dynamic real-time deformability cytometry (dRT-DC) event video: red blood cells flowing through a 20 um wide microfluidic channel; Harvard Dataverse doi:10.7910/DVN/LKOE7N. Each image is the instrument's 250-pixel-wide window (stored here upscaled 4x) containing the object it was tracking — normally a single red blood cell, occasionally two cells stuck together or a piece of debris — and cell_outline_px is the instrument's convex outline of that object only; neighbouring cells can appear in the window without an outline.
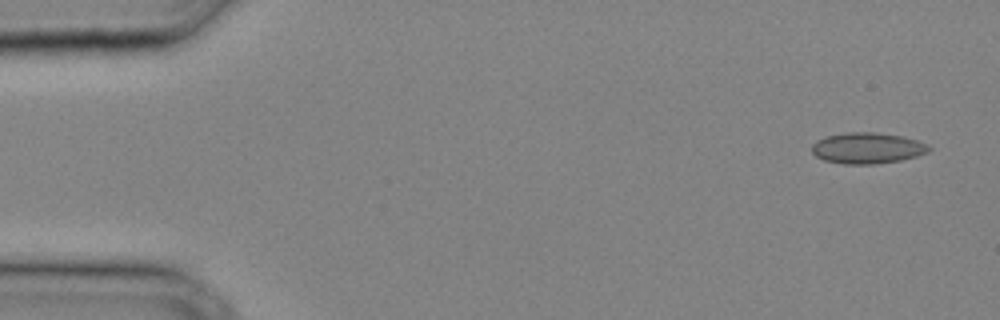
{"species": "common noctule bat (a hibernating species)", "species_latin": "Nyctalus noctula", "temperature_condition": "cold", "stored_images_in_passage": 32, "camera_frame_rate_fps": 3000, "um_per_image_px": 0.085, "animal": {"sex": "male", "body_mass_g": 20.4}, "frame": {"image": 1, "passage_image": 1, "time_ms": 0.0, "image_size_px": [1000, 320], "cell_outline_px": [[932, 148], [928, 152], [916, 156], [900, 160], [876, 164], [844, 164], [824, 160], [816, 156], [812, 152], [812, 144], [816, 140], [828, 136], [848, 132], [876, 132], [900, 136], [916, 140]], "centroid_in_image_um": [73.7, 12.59], "position_along_channel_um": 11.3, "area_um2": 20.98}}
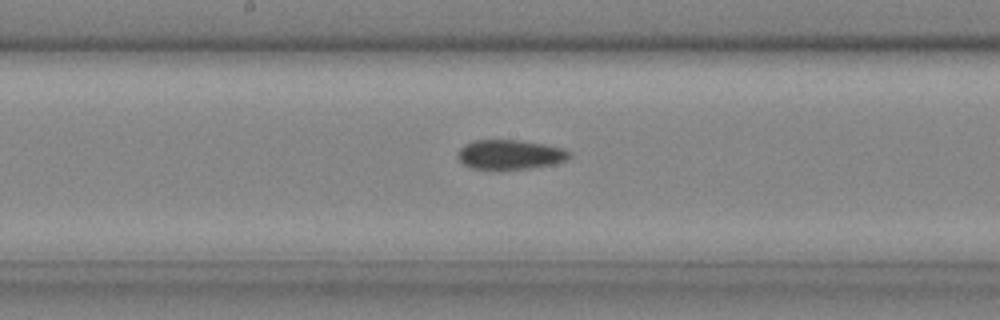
{"frame": {"image": 2, "passage_image": 17, "time_ms": 5.333, "image_size_px": [1000, 320], "cell_outline_px": [[572, 156], [568, 160], [556, 164], [532, 168], [496, 172], [472, 168], [464, 164], [456, 156], [456, 152], [464, 144], [476, 140], [516, 140], [564, 148], [572, 152]], "centroid_in_image_um": [43.35, 13.18], "position_along_channel_um": 204.8, "area_um2": 20.0}}
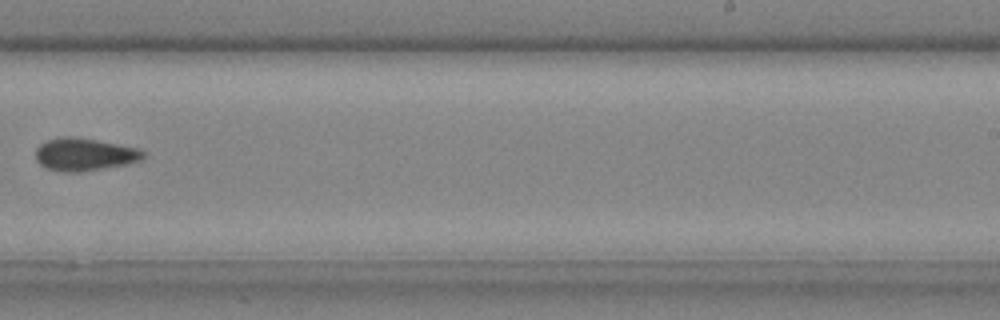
{"frame": {"image": 3, "passage_image": 21, "time_ms": 6.667, "image_size_px": [1000, 320], "cell_outline_px": [[144, 156], [140, 160], [128, 164], [104, 168], [76, 172], [64, 172], [48, 168], [40, 164], [36, 160], [36, 148], [40, 144], [48, 140], [60, 136], [72, 136], [96, 140], [140, 148], [144, 152]], "centroid_in_image_um": [7.18, 13.12], "position_along_channel_um": 281.8, "area_um2": 20.4}}